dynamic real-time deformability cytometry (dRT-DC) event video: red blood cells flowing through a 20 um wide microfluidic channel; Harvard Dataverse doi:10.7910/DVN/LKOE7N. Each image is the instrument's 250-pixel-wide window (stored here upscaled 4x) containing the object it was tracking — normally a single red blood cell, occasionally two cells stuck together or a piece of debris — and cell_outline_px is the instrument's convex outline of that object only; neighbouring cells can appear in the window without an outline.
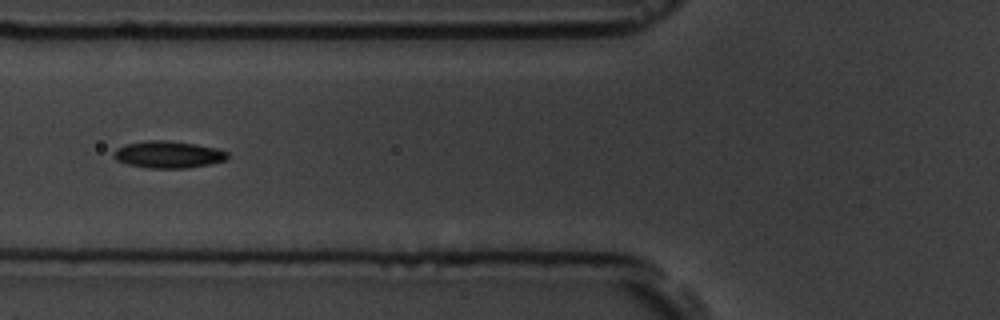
{"species": "common noctule bat (a hibernating species)", "species_latin": "Nyctalus noctula", "temperature_condition": "room temperature", "stored_images_in_passage": 14, "camera_frame_rate_fps": 3000, "um_per_image_px": 0.085, "animal": {"sex": "male", "body_mass_g": 19.5, "forearm_length_mm": 54.6}, "frame": {"image": 1, "passage_image": 5, "time_ms": 5.333, "image_size_px": [1000, 320], "cell_outline_px": [[228, 160], [188, 168], [148, 168], [128, 164], [116, 160], [112, 156], [112, 152], [116, 148], [124, 144], [144, 140], [168, 140], [196, 144], [216, 148], [228, 152]], "centroid_in_image_um": [14.27, 13.12], "position_along_channel_um": 111.5, "area_um2": 18.15}}
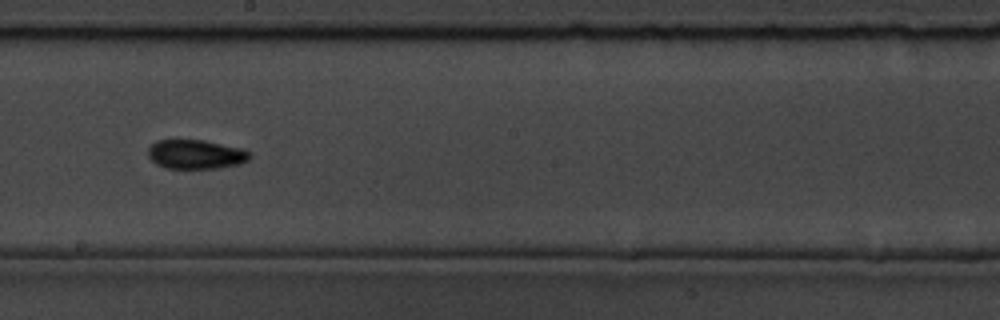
{"frame": {"image": 2, "passage_image": 8, "time_ms": 8.667, "image_size_px": [1000, 320], "cell_outline_px": [[252, 156], [248, 160], [240, 164], [216, 168], [168, 168], [156, 164], [148, 156], [148, 148], [156, 140], [204, 140], [240, 148], [248, 152]], "centroid_in_image_um": [16.63, 13.11], "position_along_channel_um": 231.6, "area_um2": 17.17}}
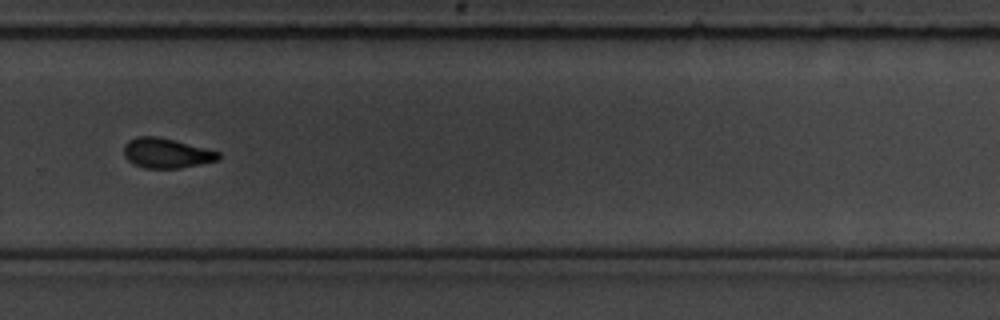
{"frame": {"image": 3, "passage_image": 10, "time_ms": 11.0, "image_size_px": [1000, 320], "cell_outline_px": [[220, 156], [216, 160], [180, 168], [144, 168], [128, 160], [124, 156], [124, 144], [128, 140], [136, 136], [156, 136], [176, 140], [220, 152]], "centroid_in_image_um": [14.11, 13.0], "position_along_channel_um": 315.7, "area_um2": 16.36}, "authors_computed_cell_mechanics": {"area_um2": 17.7735, "velocity_mm_per_s": 3.6113, "shape_relaxation_time_tau1_ms": 6.2257, "shape_relaxation_time_tau2_ms": 5.4711, "deformation_change_tau1": 0.1583, "deformation_change_tau2": 0.1224}}